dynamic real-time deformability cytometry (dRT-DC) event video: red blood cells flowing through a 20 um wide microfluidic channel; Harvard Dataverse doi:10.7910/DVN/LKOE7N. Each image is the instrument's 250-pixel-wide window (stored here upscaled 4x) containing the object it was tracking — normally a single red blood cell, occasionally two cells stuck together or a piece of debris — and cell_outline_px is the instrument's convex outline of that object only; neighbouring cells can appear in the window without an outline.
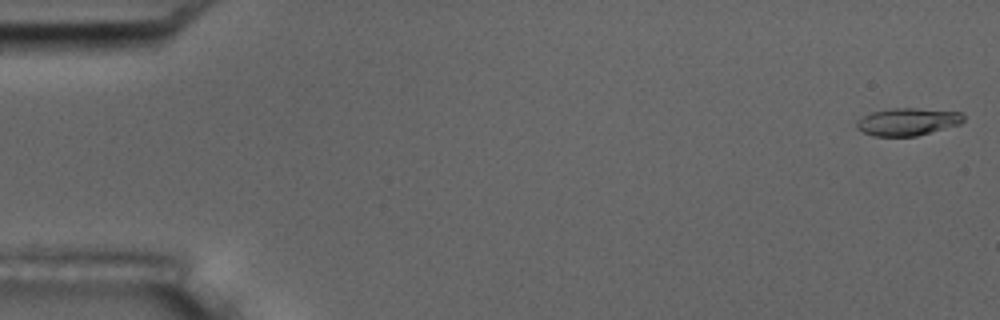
{"species": "common noctule bat (a hibernating species)", "species_latin": "Nyctalus noctula", "temperature_condition": "room temperature", "stored_images_in_passage": 6, "segment_of_instrument_passage": [1, 2], "camera_frame_rate_fps": 3000, "um_per_image_px": 0.085, "animal": {"sex": "male", "body_mass_g": 17.5, "forearm_length_mm": 52.3}, "frame": {"image": 1, "passage_image": 1, "time_ms": 0.0, "image_size_px": [1000, 320], "cell_outline_px": [[964, 120], [960, 124], [916, 136], [872, 136], [856, 128], [856, 120], [872, 112], [892, 108], [916, 108], [964, 112]], "centroid_in_image_um": [77.15, 10.34], "position_along_channel_um": 7.8, "area_um2": 17.17}}
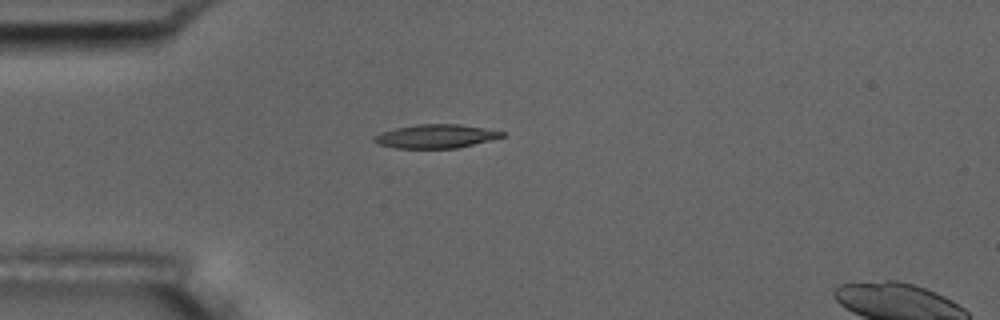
{"frame": {"image": 2, "passage_image": 5, "time_ms": 4.667, "image_size_px": [1000, 320], "cell_outline_px": [[504, 136], [456, 148], [396, 148], [380, 144], [372, 140], [372, 136], [380, 132], [396, 128], [416, 124], [456, 124], [484, 128], [504, 132]], "centroid_in_image_um": [36.97, 11.58], "position_along_channel_um": 48.0, "area_um2": 17.4}}